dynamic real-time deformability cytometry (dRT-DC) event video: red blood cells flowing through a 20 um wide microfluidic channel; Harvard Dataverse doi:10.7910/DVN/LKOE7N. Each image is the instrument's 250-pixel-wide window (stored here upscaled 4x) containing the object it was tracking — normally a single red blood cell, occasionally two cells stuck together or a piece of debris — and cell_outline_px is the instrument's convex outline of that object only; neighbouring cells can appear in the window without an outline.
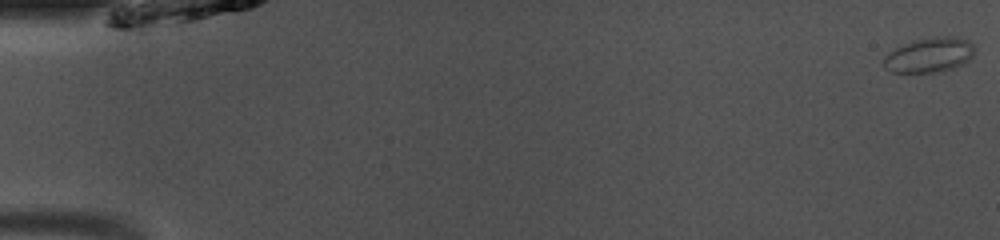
{"species": "common noctule bat (a hibernating species)", "species_latin": "Nyctalus noctula", "temperature_condition": "room temperature", "stored_images_in_passage": 50, "camera_frame_rate_fps": 3000, "um_per_image_px": 0.085, "animal": {"sex": "male", "body_mass_g": 13.0, "forearm_length_mm": 53.1}, "frame": {"image": 1, "passage_image": 1, "time_ms": 0.0, "image_size_px": [1000, 240], "cell_outline_px": [[976, 48], [972, 56], [968, 60], [952, 68], [940, 72], [892, 72], [884, 68], [884, 56], [896, 48], [912, 40], [936, 36], [948, 36], [968, 40]], "centroid_in_image_um": [78.99, 4.67], "position_along_channel_um": 6.0, "area_um2": 18.32}}
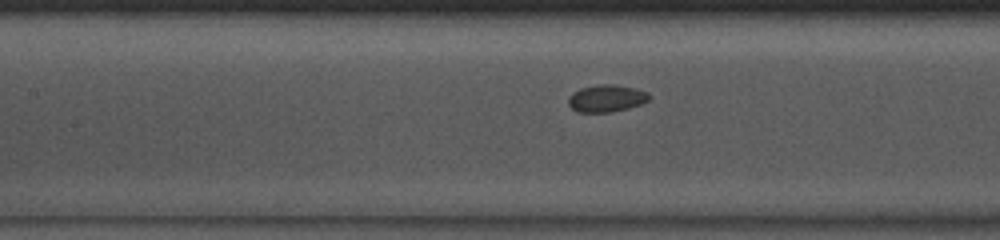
{"frame": {"image": 2, "passage_image": 23, "time_ms": 7.333, "image_size_px": [1000, 240], "cell_outline_px": [[652, 96], [648, 100], [640, 104], [628, 108], [608, 112], [576, 112], [568, 104], [568, 96], [572, 92], [580, 88], [600, 84], [616, 84], [636, 88], [648, 92]], "centroid_in_image_um": [51.54, 8.34], "position_along_channel_um": 155.9, "area_um2": 12.95}}
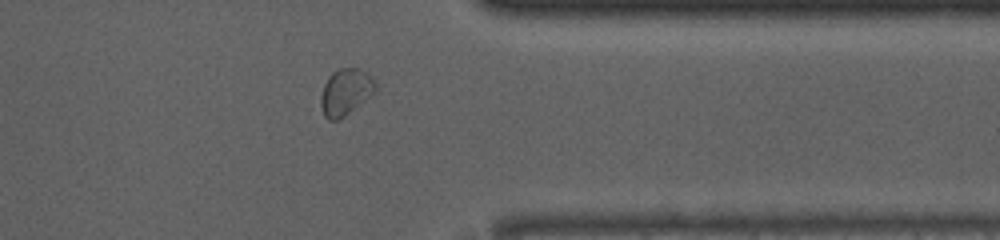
{"frame": {"image": 3, "passage_image": 40, "time_ms": 13.0, "image_size_px": [1000, 240], "cell_outline_px": [[376, 92], [344, 116], [336, 120], [328, 120], [324, 116], [320, 104], [320, 96], [324, 84], [328, 76], [332, 72], [340, 68], [356, 68], [364, 72], [376, 84]], "centroid_in_image_um": [29.34, 7.83], "position_along_channel_um": 382.1, "area_um2": 14.62}}